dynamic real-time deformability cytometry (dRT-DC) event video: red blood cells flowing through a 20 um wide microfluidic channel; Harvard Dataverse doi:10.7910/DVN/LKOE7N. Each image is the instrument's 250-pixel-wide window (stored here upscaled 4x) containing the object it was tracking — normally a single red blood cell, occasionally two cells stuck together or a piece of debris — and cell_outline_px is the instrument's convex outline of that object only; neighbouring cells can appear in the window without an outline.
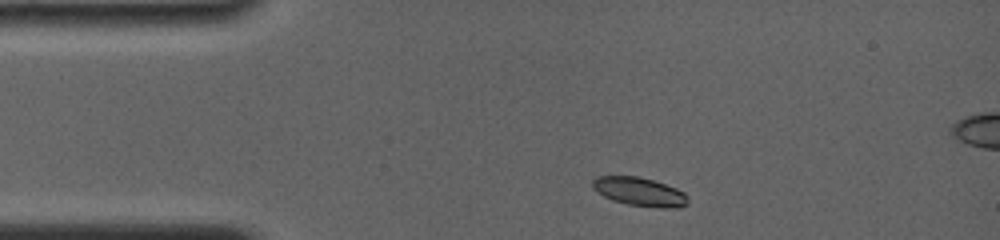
{"species": "common noctule bat (a hibernating species)", "species_latin": "Nyctalus noctula", "temperature_condition": "room temperature", "stored_images_in_passage": 3, "segment_of_instrument_passage": [1, 2], "camera_frame_rate_fps": 4000, "um_per_image_px": 0.085, "animal": {"sex": "female", "body_mass_g": 19.0, "forearm_length_mm": 56.7}, "frame": {"image": 1, "passage_image": 1, "time_ms": 0.0, "image_size_px": [1000, 240], "cell_outline_px": [[688, 204], [680, 208], [660, 208], [628, 204], [612, 200], [604, 196], [592, 188], [592, 180], [596, 176], [636, 176], [652, 180], [676, 188], [684, 192], [688, 196]], "centroid_in_image_um": [54.38, 16.3], "position_along_channel_um": 30.6, "area_um2": 15.95}}